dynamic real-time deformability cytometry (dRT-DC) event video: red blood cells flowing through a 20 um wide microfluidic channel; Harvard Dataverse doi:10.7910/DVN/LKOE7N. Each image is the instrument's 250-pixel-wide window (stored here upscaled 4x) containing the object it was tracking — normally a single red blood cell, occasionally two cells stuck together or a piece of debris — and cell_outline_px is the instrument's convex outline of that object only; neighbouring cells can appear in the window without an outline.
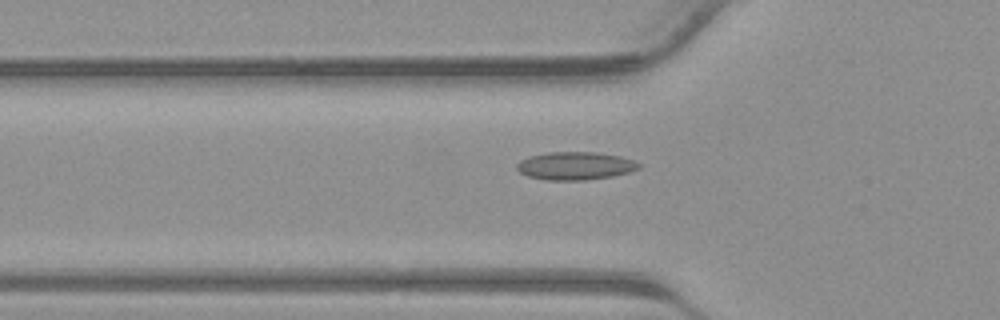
{"species": "common noctule bat (a hibernating species)", "species_latin": "Nyctalus noctula", "temperature_condition": "warm", "stored_images_in_passage": 41, "camera_frame_rate_fps": 3000, "um_per_image_px": 0.085, "animal": {"sex": "male", "body_mass_g": 23.1, "forearm_length_mm": 52.7}, "frame": {"image": 1, "passage_image": 14, "time_ms": 4.333, "image_size_px": [1000, 320], "cell_outline_px": [[640, 168], [628, 172], [612, 176], [584, 180], [548, 180], [528, 176], [520, 172], [516, 168], [516, 164], [520, 160], [528, 156], [548, 152], [596, 152], [620, 156], [632, 160], [640, 164]], "centroid_in_image_um": [48.86, 14.09], "position_along_channel_um": 76.9, "area_um2": 19.83}}
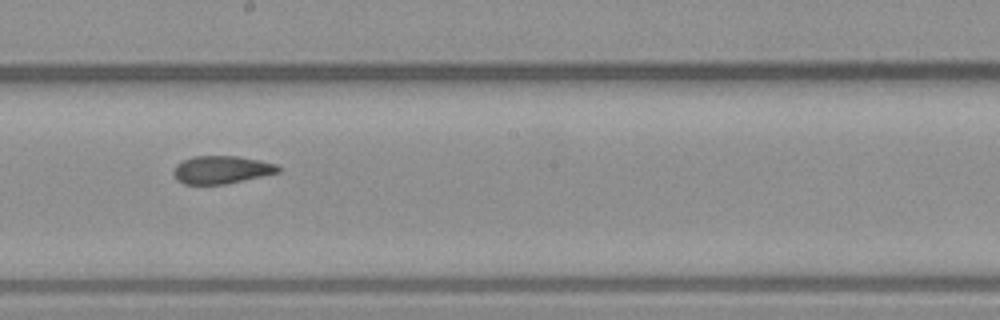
{"frame": {"image": 2, "passage_image": 23, "time_ms": 7.333, "image_size_px": [1000, 320], "cell_outline_px": [[280, 172], [244, 180], [224, 184], [184, 184], [176, 180], [172, 172], [176, 164], [192, 156], [236, 156], [260, 160], [276, 164], [280, 168]], "centroid_in_image_um": [18.8, 14.42], "position_along_channel_um": 229.4, "area_um2": 16.99}}
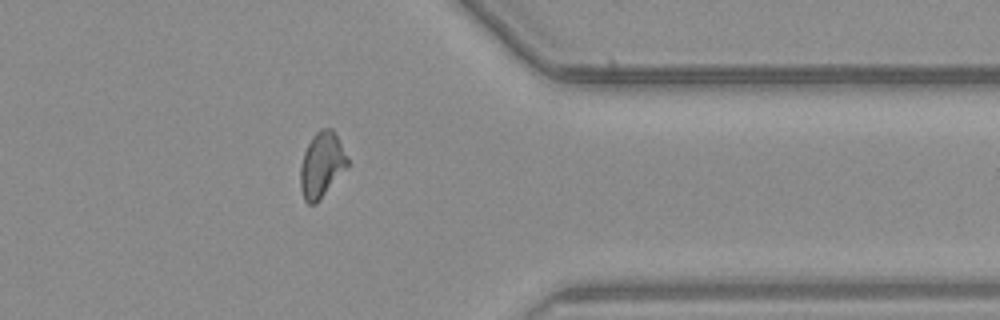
{"frame": {"image": 3, "passage_image": 33, "time_ms": 10.667, "image_size_px": [1000, 320], "cell_outline_px": [[348, 168], [316, 204], [308, 204], [304, 200], [300, 188], [300, 168], [304, 152], [312, 136], [320, 128], [332, 128], [336, 132], [348, 160]], "centroid_in_image_um": [27.35, 14.02], "position_along_channel_um": 384.1, "area_um2": 18.15}}